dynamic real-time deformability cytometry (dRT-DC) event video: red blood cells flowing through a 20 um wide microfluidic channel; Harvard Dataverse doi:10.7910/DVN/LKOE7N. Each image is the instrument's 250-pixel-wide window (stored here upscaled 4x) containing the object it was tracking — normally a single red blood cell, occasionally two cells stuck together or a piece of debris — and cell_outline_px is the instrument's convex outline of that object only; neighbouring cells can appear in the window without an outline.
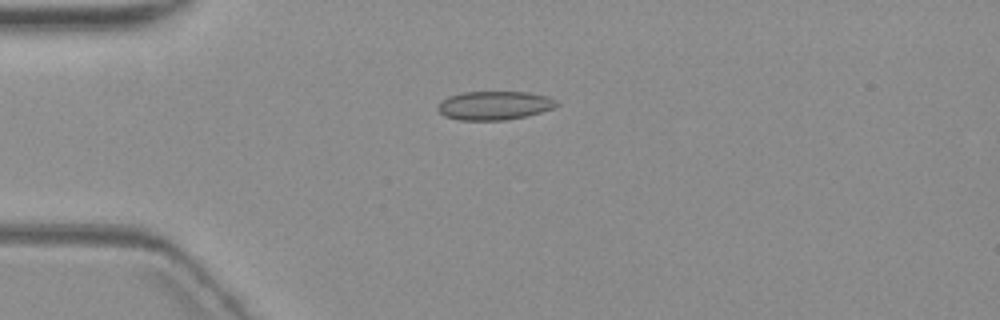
{"species": "common noctule bat (a hibernating species)", "species_latin": "Nyctalus noctula", "temperature_condition": "warm", "stored_images_in_passage": 9, "camera_frame_rate_fps": 3000, "um_per_image_px": 0.085, "animal": {"sex": "female", "body_mass_g": 19.3, "forearm_length_mm": 54.1}, "frame": {"image": 1, "passage_image": 4, "time_ms": 3.667, "image_size_px": [1000, 320], "cell_outline_px": [[560, 104], [552, 108], [528, 116], [504, 120], [460, 120], [444, 116], [436, 108], [440, 100], [448, 96], [460, 92], [528, 92], [548, 96]], "centroid_in_image_um": [41.98, 8.96], "position_along_channel_um": 43.0, "area_um2": 20.0}}
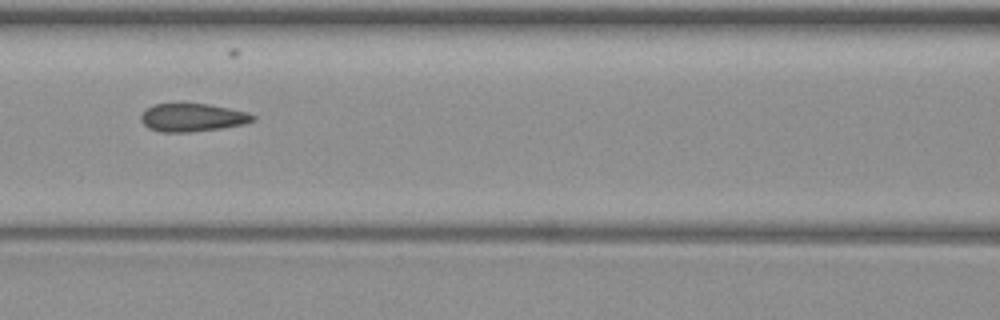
{"frame": {"image": 2, "passage_image": 7, "time_ms": 7.333, "image_size_px": [1000, 320], "cell_outline_px": [[256, 120], [244, 124], [220, 128], [188, 132], [160, 132], [148, 128], [140, 120], [140, 116], [148, 108], [156, 104], [208, 104], [248, 112], [256, 116]], "centroid_in_image_um": [16.37, 10.0], "position_along_channel_um": 150.2, "area_um2": 18.15}}
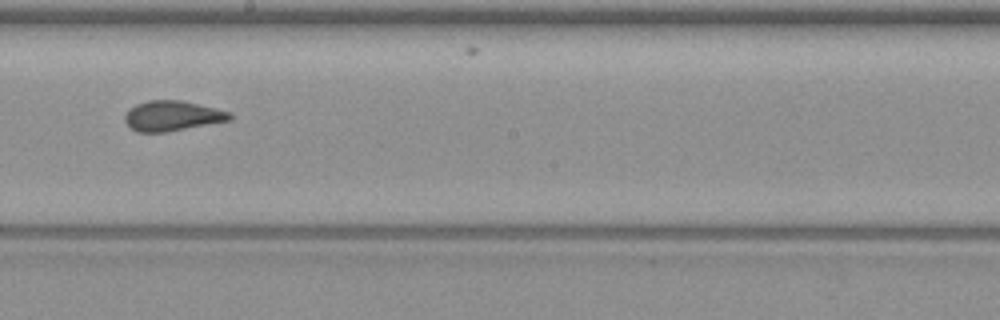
{"frame": {"image": 3, "passage_image": 9, "time_ms": 9.667, "image_size_px": [1000, 320], "cell_outline_px": [[232, 120], [164, 132], [136, 132], [124, 120], [124, 116], [136, 104], [148, 100], [180, 100], [216, 108], [232, 112]], "centroid_in_image_um": [14.67, 9.84], "position_along_channel_um": 233.5, "area_um2": 18.26}}